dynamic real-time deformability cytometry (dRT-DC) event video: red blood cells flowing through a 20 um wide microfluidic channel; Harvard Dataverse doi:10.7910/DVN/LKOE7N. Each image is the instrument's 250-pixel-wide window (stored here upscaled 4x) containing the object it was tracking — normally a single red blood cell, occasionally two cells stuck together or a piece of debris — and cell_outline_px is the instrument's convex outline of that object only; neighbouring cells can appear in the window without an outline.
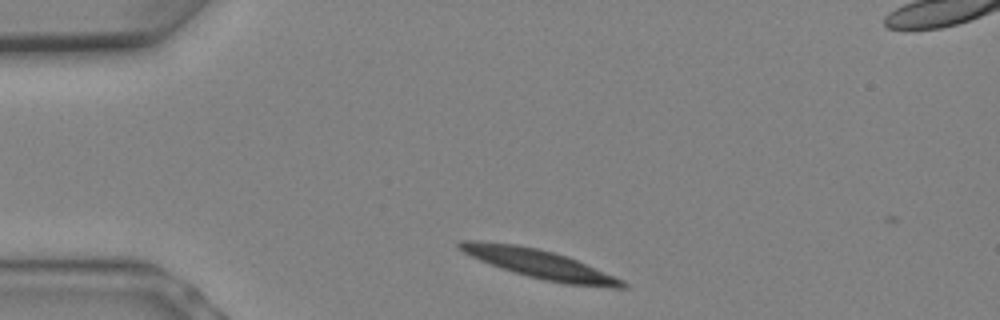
{"species": "Egyptian fruit bat (a non-hibernating species)", "species_latin": "Rousettus aegyptiacus", "temperature_condition": "warm", "stored_images_in_passage": 5, "camera_frame_rate_fps": 3000, "um_per_image_px": 0.085, "animal": {"sex": "female"}, "frame": {"image": 1, "passage_image": 2, "time_ms": 0.333, "image_size_px": [1000, 320], "cell_outline_px": [[628, 288], [608, 288], [564, 284], [544, 280], [512, 272], [500, 268], [480, 260], [456, 248], [456, 244], [460, 240], [480, 240], [516, 244], [536, 248], [568, 256], [624, 280], [628, 284]], "centroid_in_image_um": [45.87, 22.44], "position_along_channel_um": 39.1, "area_um2": 27.69}}
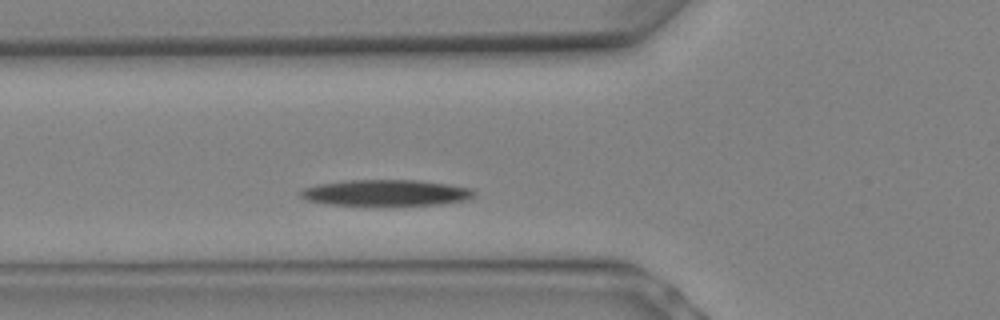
{"frame": {"image": 2, "passage_image": 5, "time_ms": 1.333, "image_size_px": [1000, 320], "cell_outline_px": [[476, 192], [468, 200], [440, 204], [328, 204], [304, 200], [300, 196], [300, 192], [304, 188], [320, 184], [348, 180], [420, 180], [448, 184], [472, 188]], "centroid_in_image_um": [32.83, 16.37], "position_along_channel_um": 93.0, "area_um2": 26.01}}